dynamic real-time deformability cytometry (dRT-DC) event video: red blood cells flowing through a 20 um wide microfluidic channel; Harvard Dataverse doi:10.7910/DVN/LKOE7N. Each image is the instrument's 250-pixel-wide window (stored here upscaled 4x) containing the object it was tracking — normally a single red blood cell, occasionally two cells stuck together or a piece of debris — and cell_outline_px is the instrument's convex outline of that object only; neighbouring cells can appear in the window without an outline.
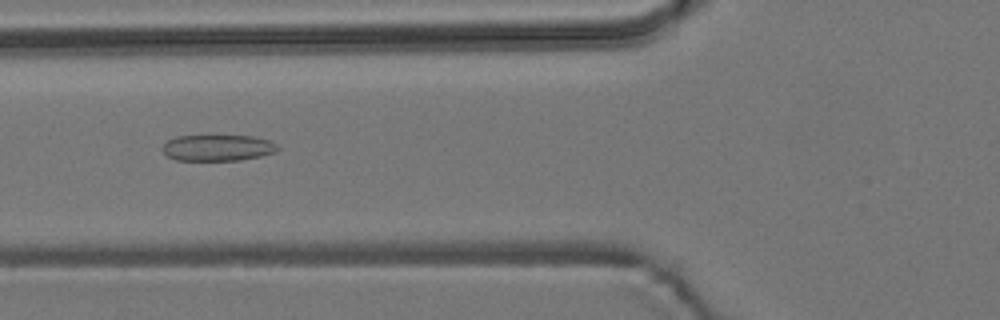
{"species": "common noctule bat (a hibernating species)", "species_latin": "Nyctalus noctula", "temperature_condition": "room temperature", "stored_images_in_passage": 6, "camera_frame_rate_fps": 3000, "um_per_image_px": 0.085, "animal": {"sex": "male", "body_mass_g": 19.2, "forearm_length_mm": 51.8}, "frame": {"image": 1, "passage_image": 4, "time_ms": 1.0, "image_size_px": [1000, 320], "cell_outline_px": [[280, 148], [276, 152], [260, 156], [240, 160], [176, 160], [168, 156], [164, 152], [164, 144], [168, 140], [176, 136], [252, 136], [272, 140]], "centroid_in_image_um": [18.56, 12.56], "position_along_channel_um": 107.2, "area_um2": 17.51}}
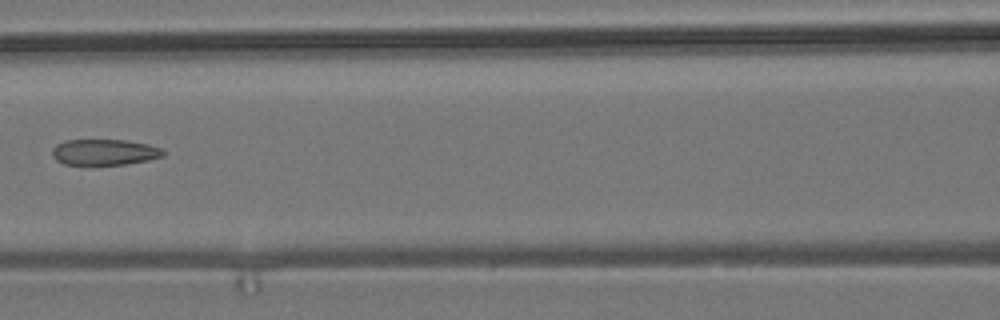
{"frame": {"image": 2, "passage_image": 5, "time_ms": 1.333, "image_size_px": [1000, 320], "cell_outline_px": [[164, 156], [148, 160], [124, 164], [64, 164], [56, 160], [52, 156], [52, 148], [56, 144], [64, 140], [124, 140], [148, 144], [160, 148], [164, 152]], "centroid_in_image_um": [8.84, 12.92], "position_along_channel_um": 157.8, "area_um2": 16.65}}
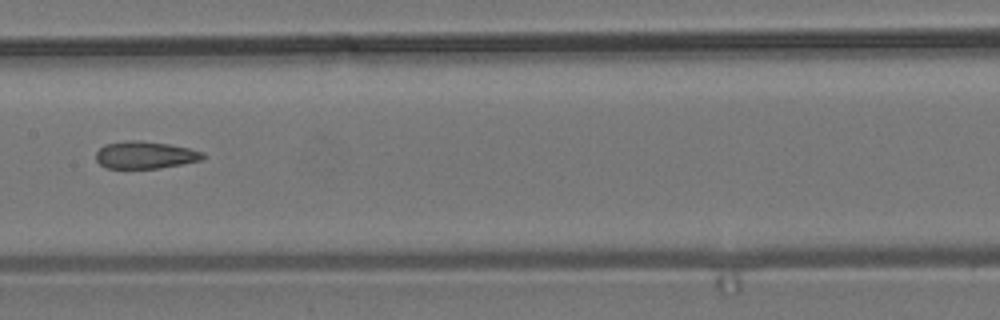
{"frame": {"image": 3, "passage_image": 6, "time_ms": 1.667, "image_size_px": [1000, 320], "cell_outline_px": [[208, 156], [200, 160], [160, 168], [104, 168], [96, 160], [96, 152], [104, 144], [128, 140], [140, 140], [168, 144], [192, 148], [204, 152]], "centroid_in_image_um": [12.35, 13.16], "position_along_channel_um": 195.0, "area_um2": 17.17}}